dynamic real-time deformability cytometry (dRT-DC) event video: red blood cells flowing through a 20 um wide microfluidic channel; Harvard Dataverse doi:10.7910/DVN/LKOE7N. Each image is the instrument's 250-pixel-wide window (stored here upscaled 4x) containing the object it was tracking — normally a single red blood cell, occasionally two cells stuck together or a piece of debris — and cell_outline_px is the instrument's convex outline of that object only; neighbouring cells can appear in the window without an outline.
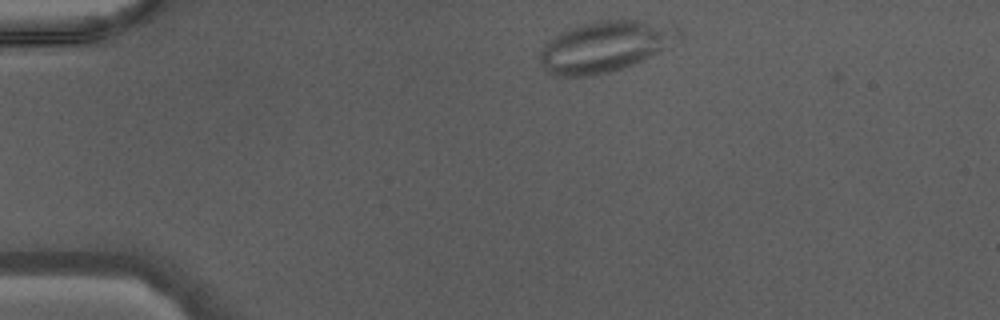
{"species": "Egyptian fruit bat (a non-hibernating species)", "species_latin": "Rousettus aegyptiacus", "temperature_condition": "warm", "stored_images_in_passage": 38, "camera_frame_rate_fps": 3000, "um_per_image_px": 0.085, "animal": {"sex": "male"}, "frame": {"image": 1, "passage_image": 2, "time_ms": 0.333, "image_size_px": [1000, 320], "cell_outline_px": [[680, 40], [632, 64], [608, 72], [592, 76], [560, 76], [548, 72], [544, 68], [540, 60], [540, 52], [548, 40], [568, 28], [580, 24], [596, 20], [636, 20], [676, 24], [680, 28]], "centroid_in_image_um": [51.44, 3.92], "position_along_channel_um": 33.6, "area_um2": 40.98}}
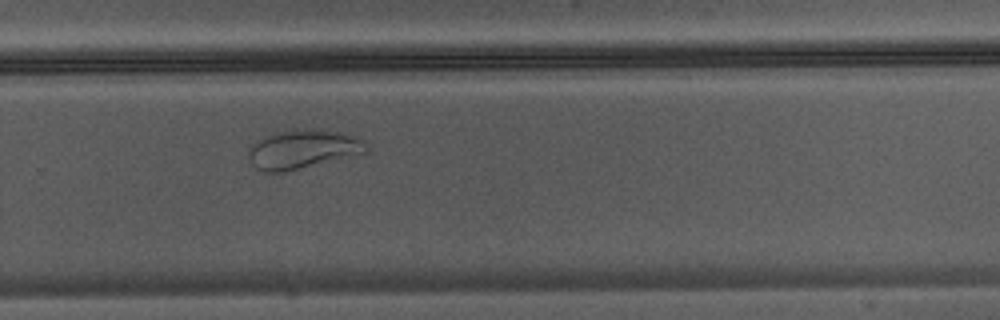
{"frame": {"image": 2, "passage_image": 24, "time_ms": 7.667, "image_size_px": [1000, 320], "cell_outline_px": [[368, 148], [364, 152], [284, 172], [264, 172], [256, 168], [252, 164], [248, 156], [252, 144], [264, 136], [304, 128], [320, 128], [340, 132], [364, 140]], "centroid_in_image_um": [25.71, 12.67], "position_along_channel_um": 304.1, "area_um2": 26.13}}
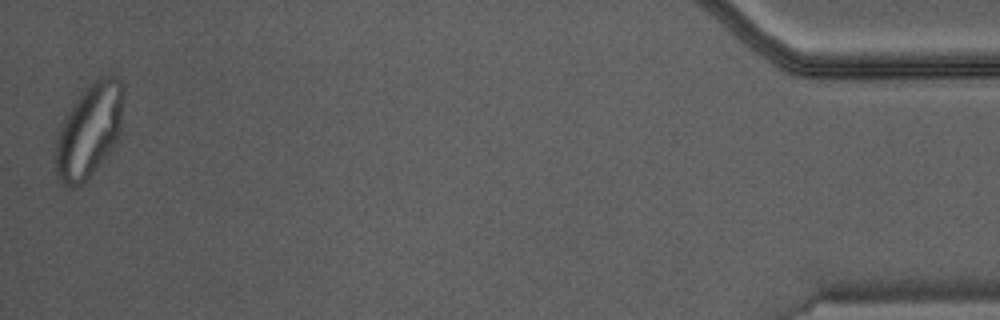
{"frame": {"image": 3, "passage_image": 38, "time_ms": 12.333, "image_size_px": [1000, 320], "cell_outline_px": [[124, 92], [120, 140], [84, 184], [72, 188], [64, 184], [56, 176], [56, 136], [64, 116], [72, 104], [96, 80], [112, 72], [124, 84]], "centroid_in_image_um": [7.62, 11.12], "position_along_channel_um": 427.6, "area_um2": 37.63}}